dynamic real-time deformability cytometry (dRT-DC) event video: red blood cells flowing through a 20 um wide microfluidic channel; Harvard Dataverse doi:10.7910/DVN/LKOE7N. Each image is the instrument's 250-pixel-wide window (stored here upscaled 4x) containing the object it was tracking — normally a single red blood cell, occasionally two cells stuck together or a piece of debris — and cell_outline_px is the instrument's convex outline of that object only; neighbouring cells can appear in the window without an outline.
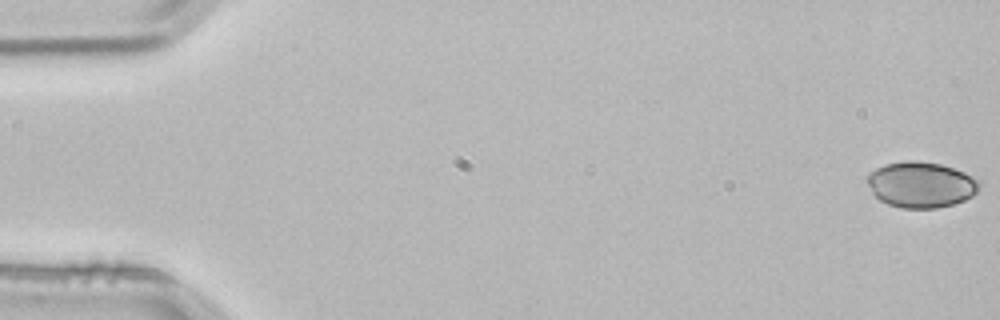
{"species": "common noctule bat (a hibernating species)", "species_latin": "Nyctalus noctula", "temperature_condition": "room temperature", "stored_images_in_passage": 4, "segment_of_instrument_passage": [1, 2], "camera_frame_rate_fps": 3000, "um_per_image_px": 0.085, "animal": {"sex": "male", "body_mass_g": 21.5, "forearm_length_mm": 52.0}, "frame": {"image": 1, "passage_image": 1, "time_ms": 0.0, "image_size_px": [1000, 320], "cell_outline_px": [[980, 184], [976, 192], [972, 196], [964, 200], [952, 204], [936, 208], [900, 208], [888, 204], [880, 200], [872, 192], [864, 180], [876, 168], [884, 164], [908, 160], [916, 160], [940, 164], [964, 172], [980, 180]], "centroid_in_image_um": [78.26, 15.69], "position_along_channel_um": 6.7, "area_um2": 29.94}}
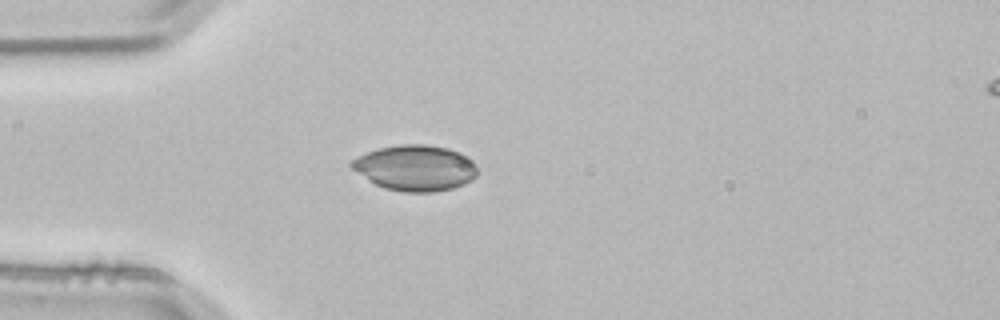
{"frame": {"image": 2, "passage_image": 3, "time_ms": 0.667, "image_size_px": [1000, 320], "cell_outline_px": [[476, 176], [472, 180], [464, 184], [452, 188], [432, 192], [404, 192], [384, 188], [368, 180], [352, 168], [348, 164], [356, 156], [380, 148], [400, 144], [424, 144], [448, 148], [460, 152], [468, 156], [472, 160], [476, 168]], "centroid_in_image_um": [35.3, 14.27], "position_along_channel_um": 49.7, "area_um2": 33.52}}